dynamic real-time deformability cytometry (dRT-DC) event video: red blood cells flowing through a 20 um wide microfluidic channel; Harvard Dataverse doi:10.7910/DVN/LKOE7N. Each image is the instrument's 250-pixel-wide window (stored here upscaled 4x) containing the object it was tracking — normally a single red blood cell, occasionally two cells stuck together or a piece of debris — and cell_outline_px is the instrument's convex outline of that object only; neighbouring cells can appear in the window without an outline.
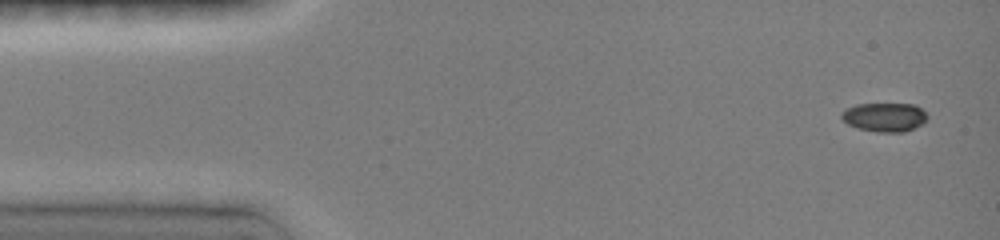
{"species": "common noctule bat (a hibernating species)", "species_latin": "Nyctalus noctula", "temperature_condition": "room temperature", "stored_images_in_passage": 5, "camera_frame_rate_fps": 3000, "um_per_image_px": 0.085, "animal": {"sex": "female", "body_mass_g": 19.0, "forearm_length_mm": 51.5}, "frame": {"image": 1, "passage_image": 1, "time_ms": 0.0, "image_size_px": [1000, 240], "cell_outline_px": [[928, 120], [904, 132], [876, 132], [856, 128], [848, 124], [840, 116], [840, 112], [844, 108], [856, 104], [916, 104], [928, 116]], "centroid_in_image_um": [75.14, 9.95], "position_along_channel_um": 9.9, "area_um2": 14.57}}